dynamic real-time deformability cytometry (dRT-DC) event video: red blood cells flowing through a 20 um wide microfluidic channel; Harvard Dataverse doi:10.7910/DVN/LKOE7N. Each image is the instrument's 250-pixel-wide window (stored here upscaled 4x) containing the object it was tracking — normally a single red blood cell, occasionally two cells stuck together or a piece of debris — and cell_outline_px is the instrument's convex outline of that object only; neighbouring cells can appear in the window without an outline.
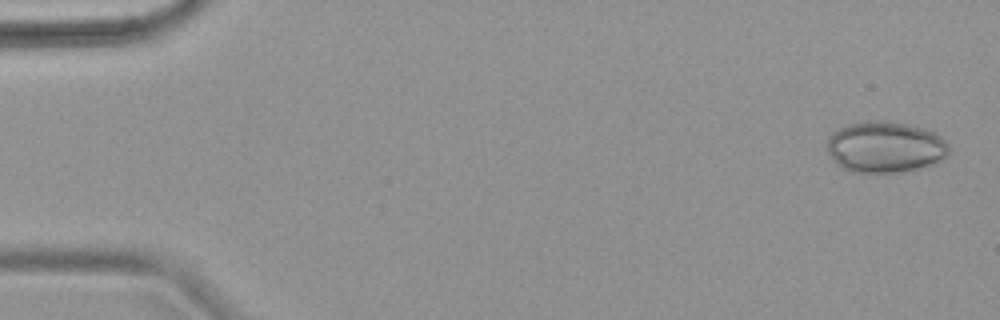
{"species": "common noctule bat (a hibernating species)", "species_latin": "Nyctalus noctula", "temperature_condition": "warm", "stored_images_in_passage": 7, "camera_frame_rate_fps": 3000, "um_per_image_px": 0.085, "animal": {"sex": "female", "body_mass_g": 18.4}, "frame": {"image": 1, "passage_image": 1, "time_ms": 0.0, "image_size_px": [1000, 320], "cell_outline_px": [[952, 148], [940, 160], [932, 164], [916, 168], [896, 172], [852, 172], [836, 164], [828, 152], [828, 140], [832, 132], [848, 124], [864, 120], [888, 120], [924, 128], [932, 132], [944, 140]], "centroid_in_image_um": [75.22, 12.47], "position_along_channel_um": 9.8, "area_um2": 36.18}}
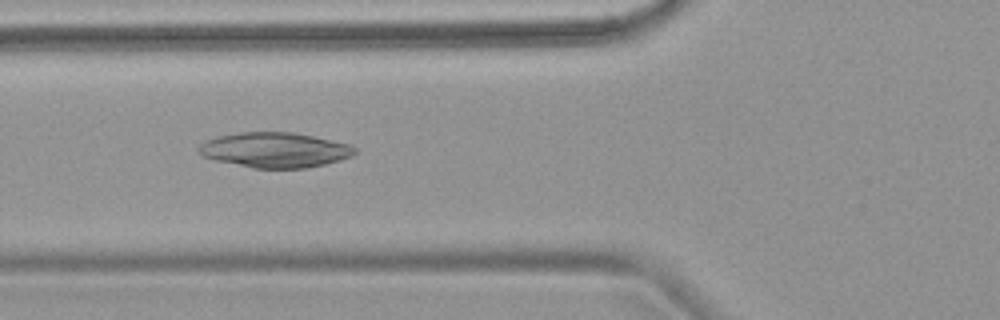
{"frame": {"image": 2, "passage_image": 6, "time_ms": 6.0, "image_size_px": [1000, 320], "cell_outline_px": [[356, 152], [352, 156], [340, 160], [308, 168], [252, 168], [216, 160], [204, 156], [196, 152], [196, 148], [200, 144], [216, 136], [240, 132], [292, 132], [312, 136], [348, 144], [356, 148]], "centroid_in_image_um": [23.33, 12.75], "position_along_channel_um": 102.5, "area_um2": 31.85}}
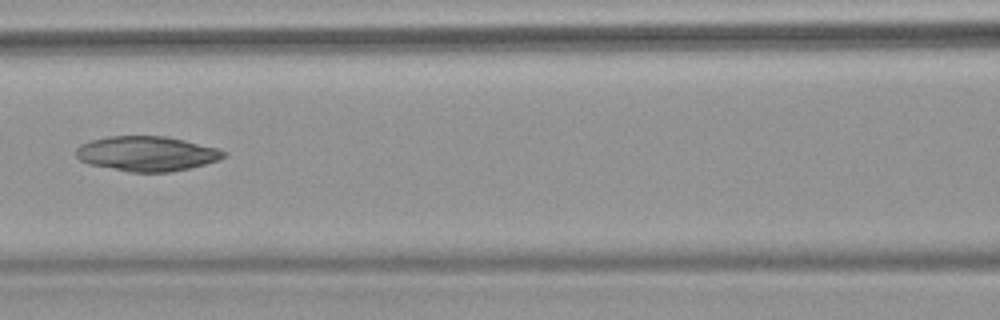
{"frame": {"image": 3, "passage_image": 7, "time_ms": 7.333, "image_size_px": [1000, 320], "cell_outline_px": [[228, 152], [220, 160], [188, 168], [168, 172], [128, 172], [88, 164], [80, 160], [76, 156], [76, 148], [80, 144], [92, 140], [108, 136], [164, 136], [184, 140], [216, 148]], "centroid_in_image_um": [12.45, 13.06], "position_along_channel_um": 154.2, "area_um2": 29.94}}